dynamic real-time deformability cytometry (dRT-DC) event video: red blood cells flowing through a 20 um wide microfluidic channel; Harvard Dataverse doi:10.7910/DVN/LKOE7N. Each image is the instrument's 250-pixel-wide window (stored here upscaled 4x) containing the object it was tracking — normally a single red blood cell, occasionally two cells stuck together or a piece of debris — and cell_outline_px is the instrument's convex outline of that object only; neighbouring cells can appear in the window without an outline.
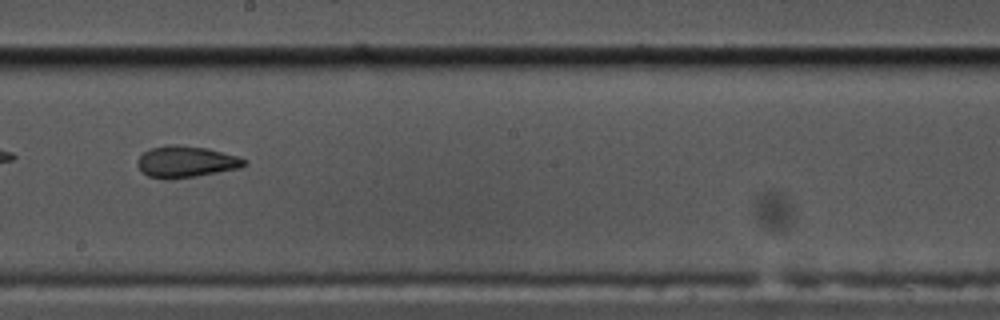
{"species": "common noctule bat (a hibernating species)", "species_latin": "Nyctalus noctula", "temperature_condition": "cold", "stored_images_in_passage": 19, "camera_frame_rate_fps": 3000, "um_per_image_px": 0.085, "animal": {"sex": "male", "body_mass_g": 17.5, "forearm_length_mm": 52.3}, "frame": {"image": 1, "passage_image": 14, "time_ms": 4.333, "image_size_px": [1000, 320], "cell_outline_px": [[248, 164], [240, 168], [196, 176], [164, 180], [148, 176], [140, 172], [136, 164], [140, 156], [144, 152], [152, 148], [164, 144], [180, 144], [208, 148], [236, 156], [248, 160]], "centroid_in_image_um": [15.79, 13.74], "position_along_channel_um": 232.4, "area_um2": 19.88}}